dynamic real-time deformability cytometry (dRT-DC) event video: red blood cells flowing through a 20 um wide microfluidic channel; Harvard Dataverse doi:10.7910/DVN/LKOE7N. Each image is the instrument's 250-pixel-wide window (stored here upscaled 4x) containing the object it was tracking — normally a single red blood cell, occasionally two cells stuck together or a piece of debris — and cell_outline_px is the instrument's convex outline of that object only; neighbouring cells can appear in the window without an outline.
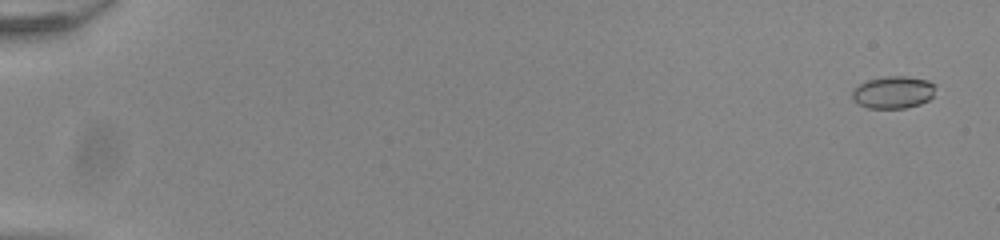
{"species": "common noctule bat (a hibernating species)", "species_latin": "Nyctalus noctula", "temperature_condition": "room temperature", "stored_images_in_passage": 51, "camera_frame_rate_fps": 3000, "um_per_image_px": 0.085, "animal": {"sex": "male", "body_mass_g": 20.0, "forearm_length_mm": 53.3}, "frame": {"image": 1, "passage_image": 1, "time_ms": 0.0, "image_size_px": [1000, 240], "cell_outline_px": [[936, 84], [932, 96], [928, 100], [920, 104], [904, 108], [868, 108], [852, 100], [852, 92], [860, 84], [868, 80], [884, 76], [908, 76], [928, 80]], "centroid_in_image_um": [75.94, 7.83], "position_along_channel_um": 9.1, "area_um2": 15.66}}
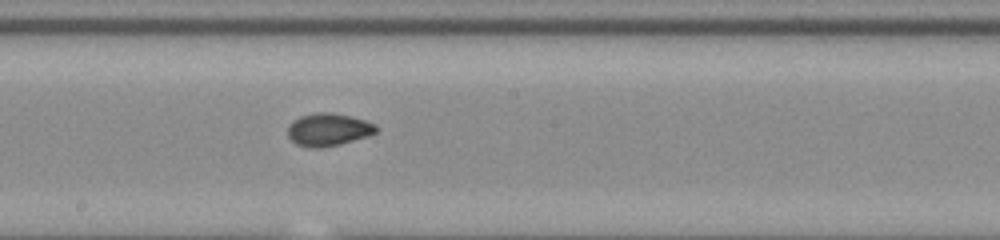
{"frame": {"image": 2, "passage_image": 31, "time_ms": 10.0, "image_size_px": [1000, 240], "cell_outline_px": [[376, 132], [368, 136], [340, 144], [320, 148], [308, 148], [296, 144], [288, 136], [288, 124], [292, 120], [300, 116], [316, 112], [332, 112], [352, 116], [376, 124]], "centroid_in_image_um": [27.88, 11.01], "position_along_channel_um": 220.3, "area_um2": 16.99}}
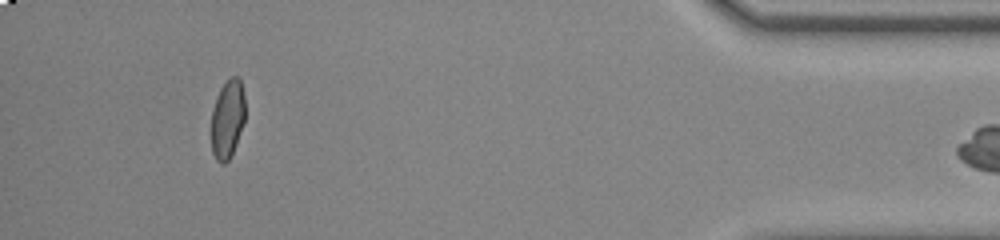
{"frame": {"image": 3, "passage_image": 50, "time_ms": 16.333, "image_size_px": [1000, 240], "cell_outline_px": [[244, 120], [236, 144], [228, 160], [224, 164], [220, 164], [216, 160], [212, 152], [212, 108], [216, 96], [220, 88], [232, 76], [236, 76], [240, 80], [244, 96]], "centroid_in_image_um": [19.32, 10.12], "position_along_channel_um": 415.9, "area_um2": 15.32}}